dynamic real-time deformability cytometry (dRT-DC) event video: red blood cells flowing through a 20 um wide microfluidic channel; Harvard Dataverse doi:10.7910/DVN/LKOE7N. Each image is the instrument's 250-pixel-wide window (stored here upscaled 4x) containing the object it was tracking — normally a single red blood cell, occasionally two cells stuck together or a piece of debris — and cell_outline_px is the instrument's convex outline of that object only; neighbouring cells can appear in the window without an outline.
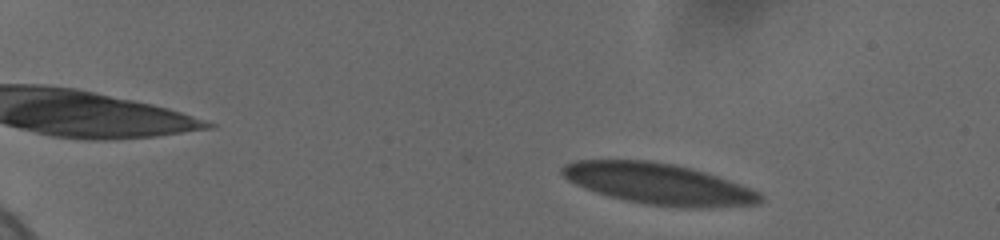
{"species": "human", "species_latin": "Homo sapiens", "temperature_condition": "cold", "stored_images_in_passage": 28, "camera_frame_rate_fps": 3000, "um_per_image_px": 0.085, "donor": {"sex": "female"}, "frame": {"image": 1, "passage_image": 7, "time_ms": 2.0, "image_size_px": [1000, 240], "cell_outline_px": [[764, 200], [760, 204], [704, 208], [680, 208], [644, 204], [624, 200], [608, 196], [596, 192], [576, 184], [568, 180], [560, 172], [560, 168], [564, 164], [576, 160], [648, 160], [676, 164], [692, 168], [728, 180], [760, 192], [764, 196]], "centroid_in_image_um": [55.99, 15.64], "position_along_channel_um": 29.0, "area_um2": 47.69}}
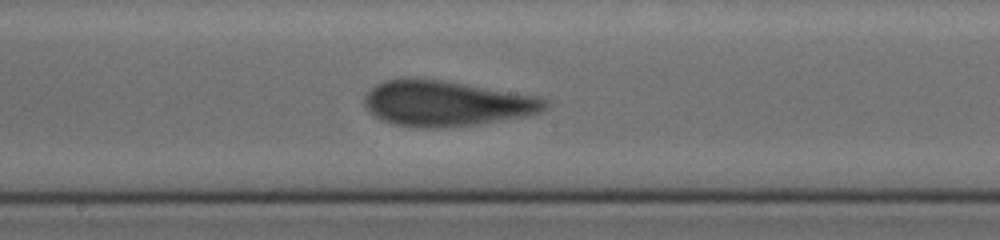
{"frame": {"image": 2, "passage_image": 19, "time_ms": 10.333, "image_size_px": [1000, 240], "cell_outline_px": [[548, 108], [540, 112], [528, 116], [476, 124], [444, 128], [424, 128], [392, 124], [376, 116], [364, 104], [364, 96], [376, 84], [384, 80], [444, 80], [540, 96], [548, 100]], "centroid_in_image_um": [38.03, 8.81], "position_along_channel_um": 210.2, "area_um2": 47.57}}
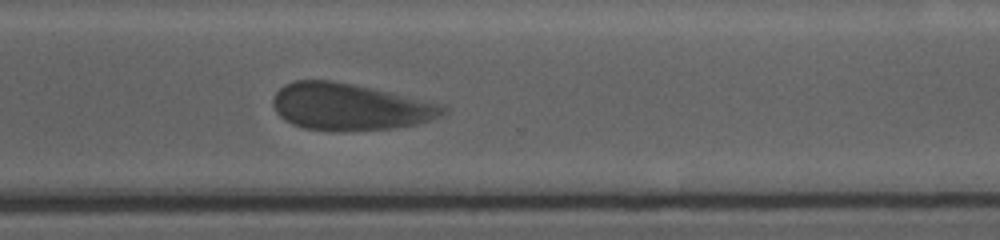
{"frame": {"image": 3, "passage_image": 28, "time_ms": 14.0, "image_size_px": [1000, 240], "cell_outline_px": [[448, 112], [440, 116], [416, 124], [396, 128], [304, 128], [292, 124], [284, 120], [276, 112], [272, 104], [272, 100], [276, 92], [284, 84], [296, 80], [332, 80], [372, 88], [448, 104]], "centroid_in_image_um": [29.78, 9.03], "position_along_channel_um": 340.8, "area_um2": 45.72}}